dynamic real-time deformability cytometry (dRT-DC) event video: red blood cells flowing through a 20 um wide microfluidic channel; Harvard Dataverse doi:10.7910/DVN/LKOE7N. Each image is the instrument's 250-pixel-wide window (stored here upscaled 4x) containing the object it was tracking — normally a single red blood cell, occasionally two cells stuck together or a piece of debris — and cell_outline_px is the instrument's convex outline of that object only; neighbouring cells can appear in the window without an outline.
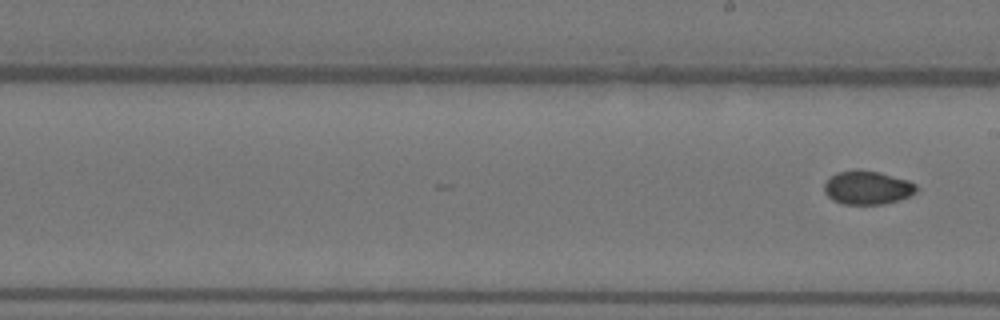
{"species": "Egyptian fruit bat (a non-hibernating species)", "species_latin": "Rousettus aegyptiacus", "temperature_condition": "warm", "stored_images_in_passage": 11, "segment_of_instrument_passage": [2, 2], "camera_frame_rate_fps": 3000, "um_per_image_px": 0.085, "animal": {"sex": "female"}, "frame": {"image": 1, "passage_image": 11, "time_ms": 3.333, "image_size_px": [1000, 320], "cell_outline_px": [[920, 188], [916, 192], [908, 196], [884, 204], [844, 204], [832, 200], [824, 192], [824, 184], [836, 172], [856, 168], [880, 172], [908, 180], [916, 184]], "centroid_in_image_um": [73.73, 15.93], "position_along_channel_um": 215.3, "area_um2": 18.21}}